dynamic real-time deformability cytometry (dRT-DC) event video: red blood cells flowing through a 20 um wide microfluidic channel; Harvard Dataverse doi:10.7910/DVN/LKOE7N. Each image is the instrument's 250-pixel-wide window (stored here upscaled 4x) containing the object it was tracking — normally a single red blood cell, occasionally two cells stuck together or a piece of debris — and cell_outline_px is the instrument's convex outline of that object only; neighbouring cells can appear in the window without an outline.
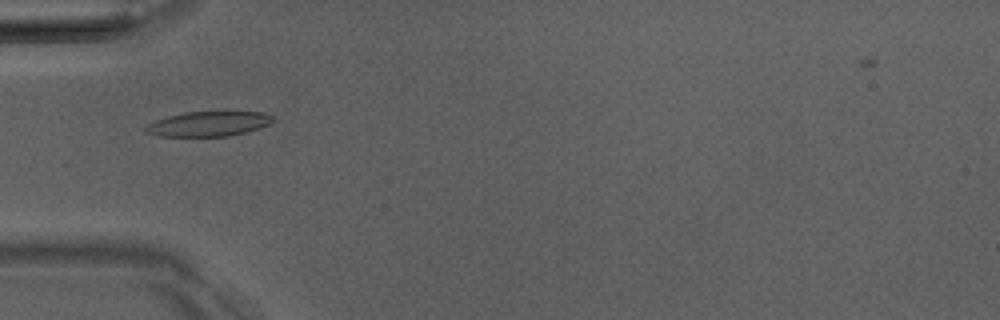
{"species": "Egyptian fruit bat (a non-hibernating species)", "species_latin": "Rousettus aegyptiacus", "temperature_condition": "room temperature", "stored_images_in_passage": 7, "camera_frame_rate_fps": 3000, "um_per_image_px": 0.085, "animal": {"sex": "male"}, "frame": {"image": 1, "passage_image": 4, "time_ms": 3.667, "image_size_px": [1000, 320], "cell_outline_px": [[272, 120], [268, 124], [260, 128], [228, 136], [160, 136], [144, 132], [144, 128], [148, 124], [156, 120], [168, 116], [184, 112], [228, 108], [264, 112], [272, 116]], "centroid_in_image_um": [17.77, 10.46], "position_along_channel_um": 67.2, "area_um2": 19.36}}
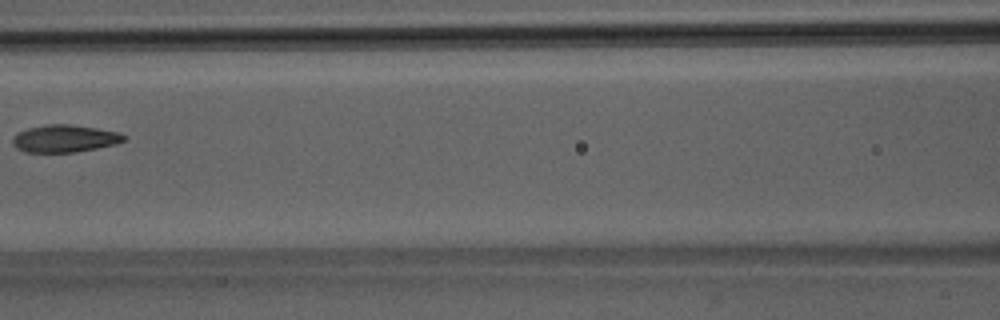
{"frame": {"image": 2, "passage_image": 6, "time_ms": 6.0, "image_size_px": [1000, 320], "cell_outline_px": [[128, 136], [124, 140], [116, 144], [96, 148], [72, 152], [24, 152], [16, 148], [12, 144], [12, 136], [16, 132], [28, 128], [48, 124], [68, 124], [96, 128], [116, 132]], "centroid_in_image_um": [5.44, 11.77], "position_along_channel_um": 161.2, "area_um2": 17.74}}